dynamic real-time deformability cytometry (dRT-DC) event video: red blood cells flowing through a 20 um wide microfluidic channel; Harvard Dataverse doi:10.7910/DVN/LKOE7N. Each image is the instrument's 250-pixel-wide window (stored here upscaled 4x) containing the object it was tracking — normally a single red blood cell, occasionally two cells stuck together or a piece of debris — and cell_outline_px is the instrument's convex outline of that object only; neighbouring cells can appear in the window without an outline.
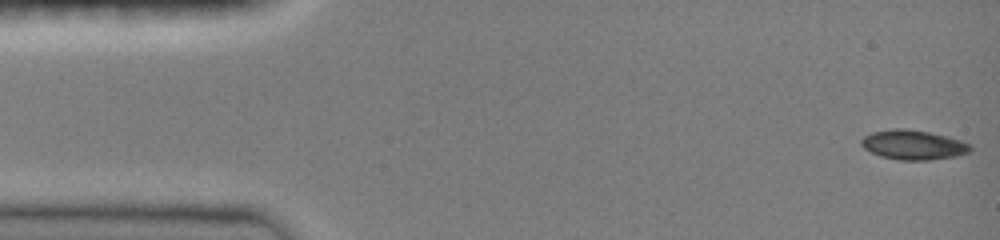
{"species": "common noctule bat (a hibernating species)", "species_latin": "Nyctalus noctula", "temperature_condition": "room temperature", "stored_images_in_passage": 47, "camera_frame_rate_fps": 3000, "um_per_image_px": 0.085, "animal": {"sex": "female", "body_mass_g": 19.0, "forearm_length_mm": 51.5}, "frame": {"image": 1, "passage_image": 1, "time_ms": 0.0, "image_size_px": [1000, 240], "cell_outline_px": [[972, 148], [968, 152], [956, 156], [928, 160], [900, 160], [880, 156], [864, 148], [860, 144], [860, 140], [864, 136], [872, 132], [892, 128], [904, 128], [928, 132], [948, 136], [960, 140], [968, 144]], "centroid_in_image_um": [77.59, 12.3], "position_along_channel_um": 7.4, "area_um2": 18.73}}
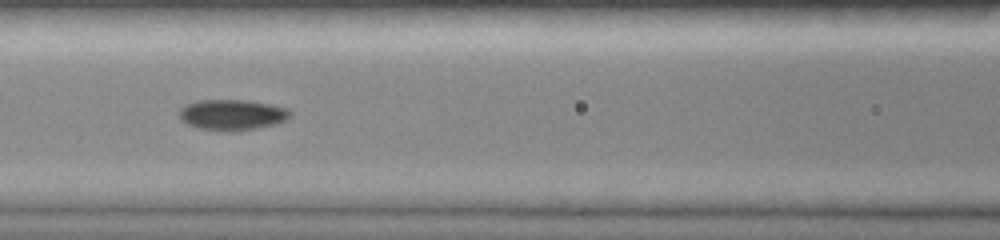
{"frame": {"image": 2, "passage_image": 20, "time_ms": 6.333, "image_size_px": [1000, 240], "cell_outline_px": [[292, 116], [288, 120], [276, 124], [240, 132], [228, 132], [200, 128], [188, 124], [180, 116], [180, 108], [188, 104], [200, 100], [244, 100], [272, 104], [288, 108], [292, 112]], "centroid_in_image_um": [19.83, 9.77], "position_along_channel_um": 146.8, "area_um2": 20.06}}
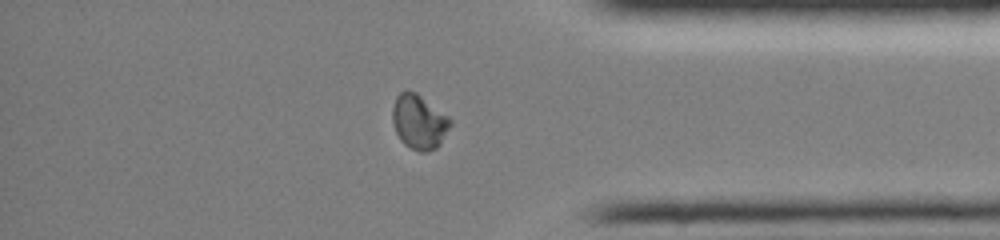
{"frame": {"image": 3, "passage_image": 39, "time_ms": 12.667, "image_size_px": [1000, 240], "cell_outline_px": [[452, 124], [440, 144], [436, 148], [428, 152], [420, 152], [404, 144], [400, 140], [396, 132], [392, 120], [392, 108], [396, 96], [400, 92], [408, 88], [416, 92], [448, 116], [452, 120]], "centroid_in_image_um": [35.61, 10.34], "position_along_channel_um": 399.6, "area_um2": 18.55}, "authors_computed_cell_mechanics": {"area_um2": 18.5538, "velocity_mm_per_s": 4.0912, "shape_relaxation_time_tau1_ms": null, "shape_relaxation_time_tau2_ms": 2.1024, "deformation_change_tau1": null, "deformation_change_tau2": 0.0434}}